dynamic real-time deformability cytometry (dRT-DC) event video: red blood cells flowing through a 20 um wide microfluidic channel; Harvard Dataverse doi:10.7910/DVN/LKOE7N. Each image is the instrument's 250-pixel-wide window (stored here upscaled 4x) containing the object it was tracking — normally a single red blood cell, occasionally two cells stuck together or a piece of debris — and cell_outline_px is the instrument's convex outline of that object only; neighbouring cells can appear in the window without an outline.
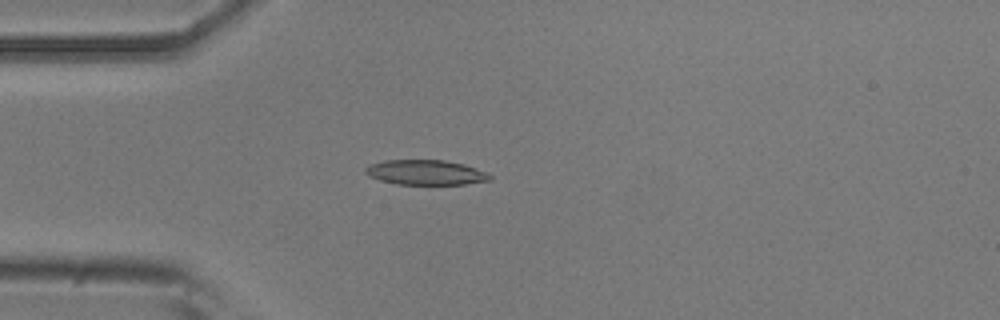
{"species": "common noctule bat (a hibernating species)", "species_latin": "Nyctalus noctula", "temperature_condition": "room temperature", "stored_images_in_passage": 53, "camera_frame_rate_fps": 3000, "um_per_image_px": 0.085, "animal": {"sex": "male", "body_mass_g": 20.5, "forearm_length_mm": 52.5}, "frame": {"image": 1, "passage_image": 14, "time_ms": 4.333, "image_size_px": [1000, 320], "cell_outline_px": [[492, 180], [464, 184], [396, 184], [380, 180], [368, 176], [364, 172], [364, 168], [372, 164], [384, 160], [444, 160], [464, 164], [488, 172], [492, 176]], "centroid_in_image_um": [36.2, 14.65], "position_along_channel_um": 48.8, "area_um2": 18.15}}
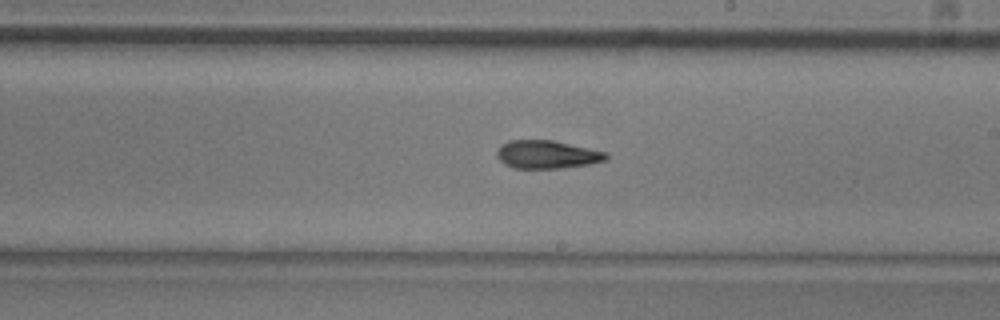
{"frame": {"image": 2, "passage_image": 30, "time_ms": 9.667, "image_size_px": [1000, 320], "cell_outline_px": [[608, 160], [588, 164], [560, 168], [512, 168], [504, 164], [496, 156], [496, 152], [508, 140], [552, 140], [608, 152]], "centroid_in_image_um": [46.51, 13.13], "position_along_channel_um": 242.5, "area_um2": 17.86}}
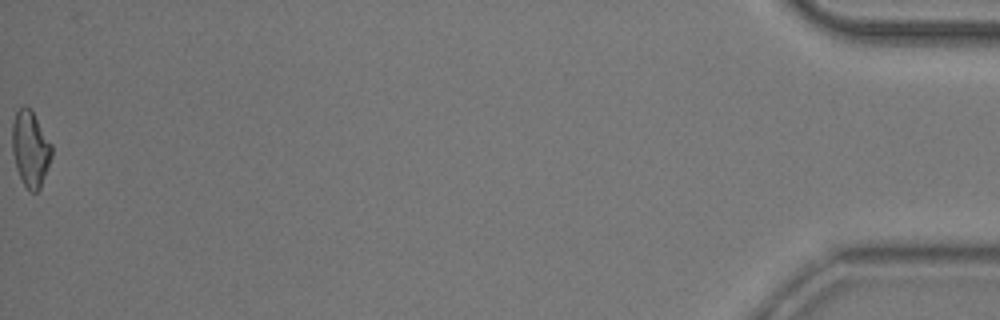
{"frame": {"image": 3, "passage_image": 53, "time_ms": 17.333, "image_size_px": [1000, 320], "cell_outline_px": [[52, 156], [48, 168], [40, 188], [36, 192], [32, 192], [24, 184], [16, 168], [12, 152], [12, 124], [16, 112], [24, 104], [32, 108], [52, 144]], "centroid_in_image_um": [2.59, 12.59], "position_along_channel_um": 432.6, "area_um2": 17.69}, "authors_computed_cell_mechanics": {"area_um2": 17.9758, "velocity_mm_per_s": 3.8259, "shape_relaxation_time_tau1_ms": 4.9487, "shape_relaxation_time_tau2_ms": 3.6994, "deformation_change_tau1": 0.1471, "deformation_change_tau2": 0.1269}}